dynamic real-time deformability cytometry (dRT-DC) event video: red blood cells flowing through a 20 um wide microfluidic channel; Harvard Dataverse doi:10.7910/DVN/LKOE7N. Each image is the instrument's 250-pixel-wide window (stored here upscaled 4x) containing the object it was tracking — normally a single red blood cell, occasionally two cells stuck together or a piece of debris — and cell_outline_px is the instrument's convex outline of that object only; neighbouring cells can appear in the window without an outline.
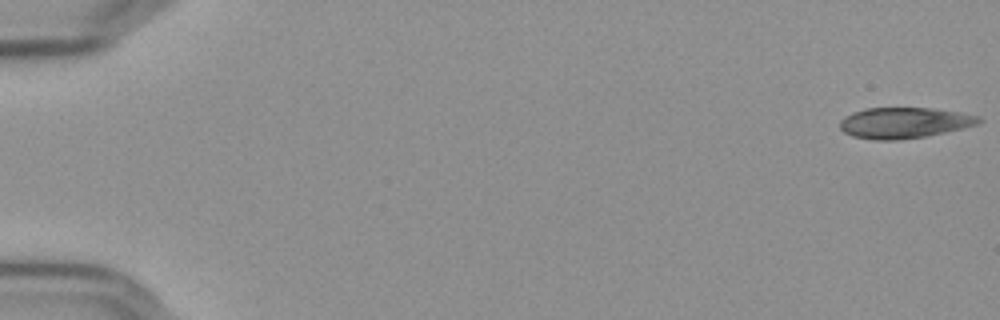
{"species": "Egyptian fruit bat (a non-hibernating species)", "species_latin": "Rousettus aegyptiacus", "temperature_condition": "cold", "stored_images_in_passage": 56, "camera_frame_rate_fps": 3000, "um_per_image_px": 0.085, "frame": {"image": 1, "passage_image": 1, "time_ms": 0.0, "image_size_px": [1000, 320], "cell_outline_px": [[984, 120], [976, 124], [964, 128], [924, 136], [900, 140], [872, 140], [852, 136], [844, 132], [840, 128], [840, 120], [844, 116], [852, 112], [864, 108], [932, 108], [960, 112], [976, 116]], "centroid_in_image_um": [76.81, 10.44], "position_along_channel_um": 8.2, "area_um2": 24.97}}
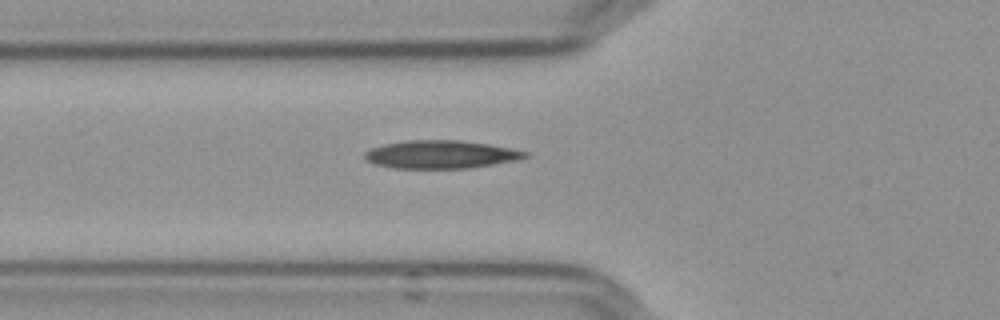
{"frame": {"image": 2, "passage_image": 21, "time_ms": 6.667, "image_size_px": [1000, 320], "cell_outline_px": [[528, 156], [520, 160], [468, 168], [392, 168], [376, 164], [368, 160], [364, 156], [364, 152], [368, 148], [384, 144], [404, 140], [460, 140], [488, 144], [512, 148], [528, 152]], "centroid_in_image_um": [37.47, 13.12], "position_along_channel_um": 88.3, "area_um2": 26.36}}
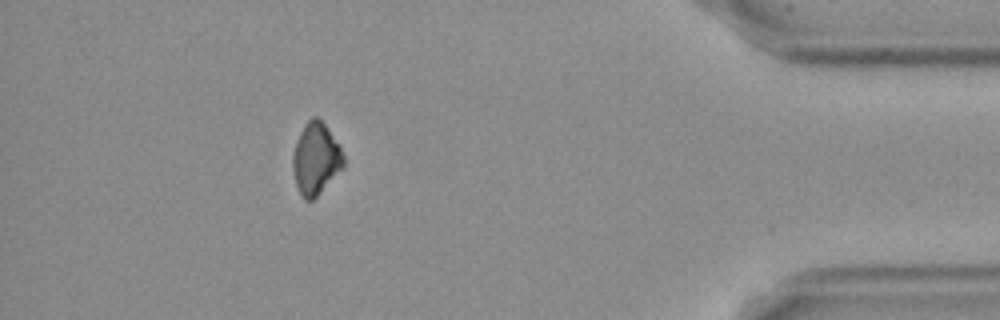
{"frame": {"image": 3, "passage_image": 51, "time_ms": 16.667, "image_size_px": [1000, 320], "cell_outline_px": [[344, 168], [312, 200], [304, 200], [296, 184], [292, 168], [292, 156], [296, 140], [304, 124], [312, 116], [316, 116], [324, 124], [340, 148], [344, 156]], "centroid_in_image_um": [26.83, 13.49], "position_along_channel_um": 408.4, "area_um2": 21.04}}